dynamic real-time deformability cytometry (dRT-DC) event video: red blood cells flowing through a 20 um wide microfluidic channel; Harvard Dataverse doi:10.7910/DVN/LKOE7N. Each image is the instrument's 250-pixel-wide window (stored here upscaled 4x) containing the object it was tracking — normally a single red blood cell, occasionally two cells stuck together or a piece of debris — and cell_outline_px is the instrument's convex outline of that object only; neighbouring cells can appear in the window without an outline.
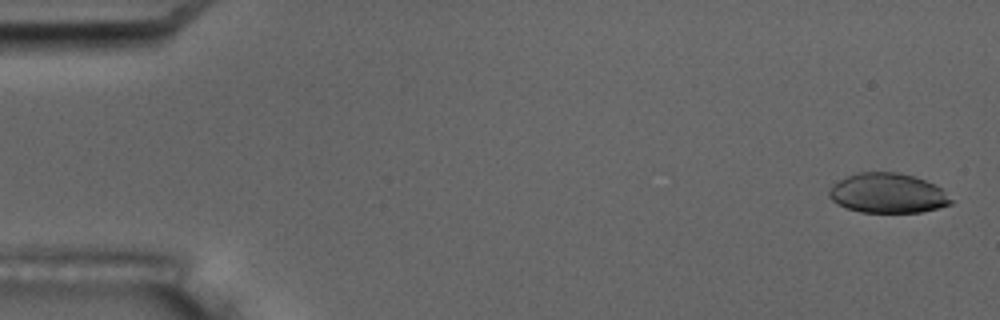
{"species": "common noctule bat (a hibernating species)", "species_latin": "Nyctalus noctula", "temperature_condition": "room temperature", "stored_images_in_passage": 6, "camera_frame_rate_fps": 3000, "um_per_image_px": 0.085, "animal": {"sex": "male", "body_mass_g": 17.5, "forearm_length_mm": 52.3}, "frame": {"image": 1, "passage_image": 1, "time_ms": 0.0, "image_size_px": [1000, 320], "cell_outline_px": [[952, 204], [920, 212], [860, 212], [836, 204], [828, 196], [828, 188], [832, 184], [856, 172], [896, 172], [912, 176], [924, 180], [940, 188], [952, 200]], "centroid_in_image_um": [75.39, 16.42], "position_along_channel_um": 9.6, "area_um2": 28.03}}